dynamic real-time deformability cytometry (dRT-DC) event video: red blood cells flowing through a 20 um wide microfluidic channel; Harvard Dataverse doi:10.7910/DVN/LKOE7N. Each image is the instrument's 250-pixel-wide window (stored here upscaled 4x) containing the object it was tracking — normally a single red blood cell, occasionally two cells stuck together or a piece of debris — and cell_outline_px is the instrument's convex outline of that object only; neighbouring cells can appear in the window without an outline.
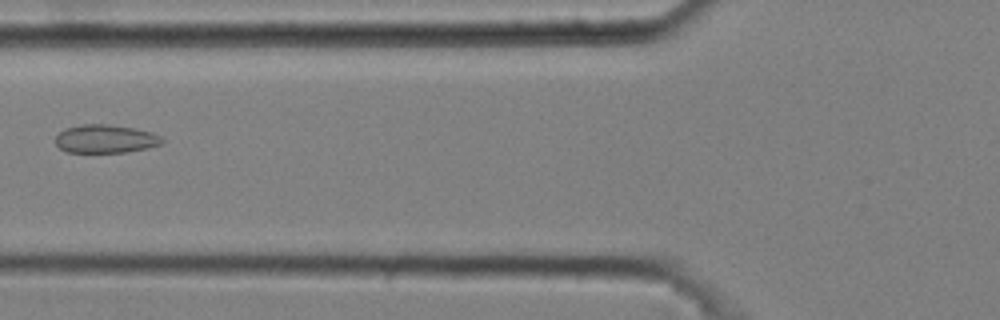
{"species": "common noctule bat (a hibernating species)", "species_latin": "Nyctalus noctula", "temperature_condition": "cold", "stored_images_in_passage": 6, "camera_frame_rate_fps": 3000, "um_per_image_px": 0.085, "animal": {"sex": "male", "body_mass_g": 20.4}, "frame": {"image": 1, "passage_image": 6, "time_ms": 1.667, "image_size_px": [1000, 320], "cell_outline_px": [[164, 140], [160, 144], [148, 148], [124, 152], [68, 152], [60, 148], [56, 144], [56, 136], [64, 128], [84, 124], [108, 124], [132, 128], [152, 132], [160, 136]], "centroid_in_image_um": [8.96, 11.8], "position_along_channel_um": 116.8, "area_um2": 17.46}}